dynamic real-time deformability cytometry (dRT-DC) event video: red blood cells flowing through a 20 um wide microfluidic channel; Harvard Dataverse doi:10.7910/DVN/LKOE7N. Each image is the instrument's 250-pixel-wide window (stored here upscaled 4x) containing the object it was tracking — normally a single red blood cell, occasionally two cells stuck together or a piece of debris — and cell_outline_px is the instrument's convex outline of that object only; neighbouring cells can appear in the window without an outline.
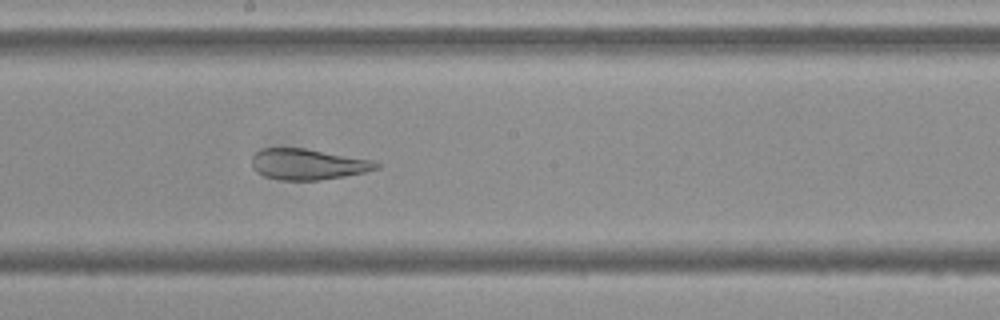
{"species": "Egyptian fruit bat (a non-hibernating species)", "species_latin": "Rousettus aegyptiacus", "temperature_condition": "cold", "stored_images_in_passage": 55, "camera_frame_rate_fps": 3000, "um_per_image_px": 0.085, "frame": {"image": 1, "passage_image": 30, "time_ms": 9.667, "image_size_px": [1000, 320], "cell_outline_px": [[380, 168], [364, 172], [344, 176], [320, 180], [280, 180], [264, 176], [256, 172], [252, 168], [252, 156], [260, 148], [304, 148], [372, 160], [380, 164]], "centroid_in_image_um": [26.14, 13.96], "position_along_channel_um": 222.1, "area_um2": 22.37}}
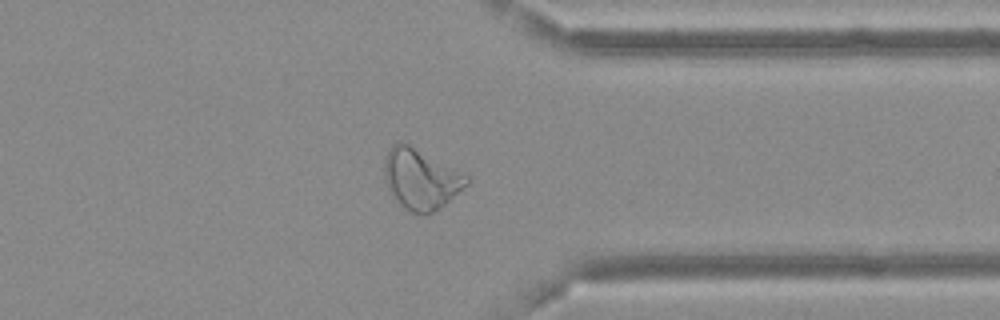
{"frame": {"image": 2, "passage_image": 43, "time_ms": 14.0, "image_size_px": [1000, 320], "cell_outline_px": [[468, 184], [444, 204], [432, 212], [412, 212], [404, 208], [388, 192], [384, 176], [384, 160], [388, 148], [392, 144], [404, 140], [464, 172], [468, 176]], "centroid_in_image_um": [35.74, 15.14], "position_along_channel_um": 375.7, "area_um2": 29.25}}
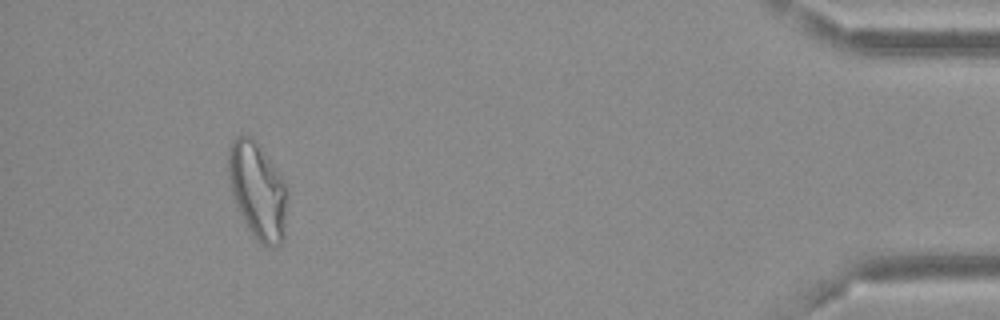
{"frame": {"image": 3, "passage_image": 51, "time_ms": 16.667, "image_size_px": [1000, 320], "cell_outline_px": [[288, 196], [284, 240], [280, 244], [272, 248], [260, 244], [256, 240], [248, 228], [240, 212], [232, 192], [228, 176], [228, 148], [232, 140], [236, 136], [252, 136], [280, 172]], "centroid_in_image_um": [21.92, 16.21], "position_along_channel_um": 413.3, "area_um2": 33.41}}